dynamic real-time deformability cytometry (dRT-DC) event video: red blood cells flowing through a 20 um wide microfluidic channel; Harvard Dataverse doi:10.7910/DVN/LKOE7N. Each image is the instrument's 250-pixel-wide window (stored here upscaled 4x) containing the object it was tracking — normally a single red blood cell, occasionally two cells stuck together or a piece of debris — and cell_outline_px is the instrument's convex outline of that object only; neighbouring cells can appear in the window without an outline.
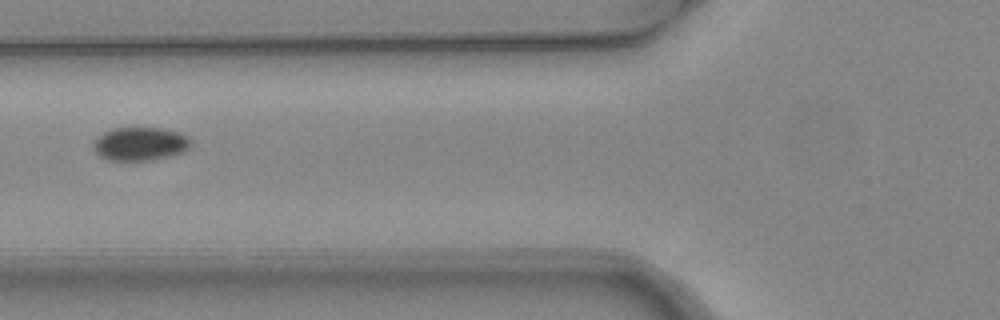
{"species": "common noctule bat (a hibernating species)", "species_latin": "Nyctalus noctula", "temperature_condition": "warm", "stored_images_in_passage": 6, "camera_frame_rate_fps": 3000, "um_per_image_px": 0.085, "animal": {"sex": "female", "body_mass_g": 24.6, "forearm_length_mm": 56.2}, "frame": {"image": 1, "passage_image": 5, "time_ms": 1.333, "image_size_px": [1000, 320], "cell_outline_px": [[192, 140], [188, 148], [184, 152], [172, 156], [152, 160], [108, 160], [100, 156], [96, 152], [92, 144], [96, 136], [112, 128], [160, 128], [180, 132], [188, 136]], "centroid_in_image_um": [11.92, 12.22], "position_along_channel_um": 113.9, "area_um2": 19.19}}
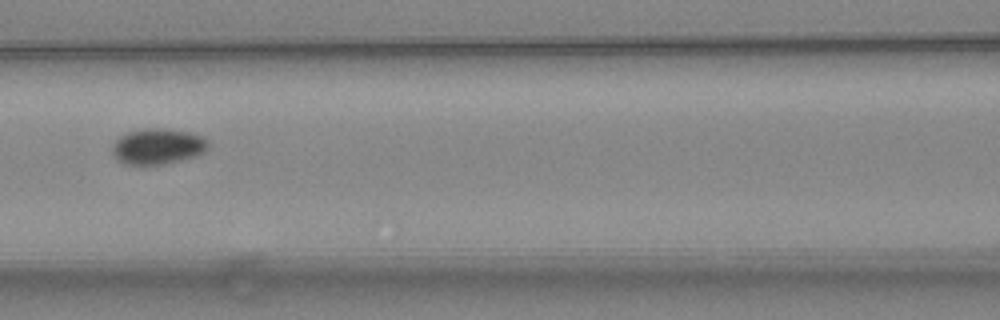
{"frame": {"image": 2, "passage_image": 6, "time_ms": 1.667, "image_size_px": [1000, 320], "cell_outline_px": [[208, 148], [204, 152], [196, 156], [164, 164], [144, 168], [124, 164], [116, 160], [112, 156], [112, 144], [124, 132], [144, 128], [168, 128], [188, 132], [204, 136], [208, 140]], "centroid_in_image_um": [13.35, 12.47], "position_along_channel_um": 153.2, "area_um2": 20.92}}